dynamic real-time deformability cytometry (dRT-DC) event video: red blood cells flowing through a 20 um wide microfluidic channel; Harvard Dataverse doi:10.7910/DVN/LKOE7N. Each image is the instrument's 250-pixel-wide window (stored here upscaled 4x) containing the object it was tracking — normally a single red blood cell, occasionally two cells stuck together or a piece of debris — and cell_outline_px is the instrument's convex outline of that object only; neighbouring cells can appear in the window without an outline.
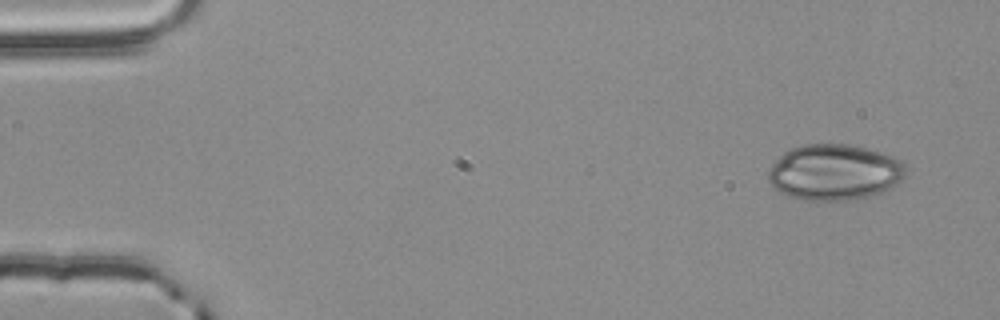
{"species": "common noctule bat (a hibernating species)", "species_latin": "Nyctalus noctula", "temperature_condition": "room temperature", "stored_images_in_passage": 55, "camera_frame_rate_fps": 3000, "um_per_image_px": 0.085, "animal": {"sex": "male", "body_mass_g": 20.4}, "frame": {"image": 1, "passage_image": 4, "time_ms": 1.0, "image_size_px": [1000, 320], "cell_outline_px": [[904, 176], [892, 188], [868, 196], [848, 200], [804, 200], [780, 192], [768, 180], [768, 172], [772, 164], [784, 152], [792, 148], [804, 144], [848, 144], [868, 148], [892, 156], [900, 160], [904, 164]], "centroid_in_image_um": [70.92, 14.63], "position_along_channel_um": 14.1, "area_um2": 44.45}}
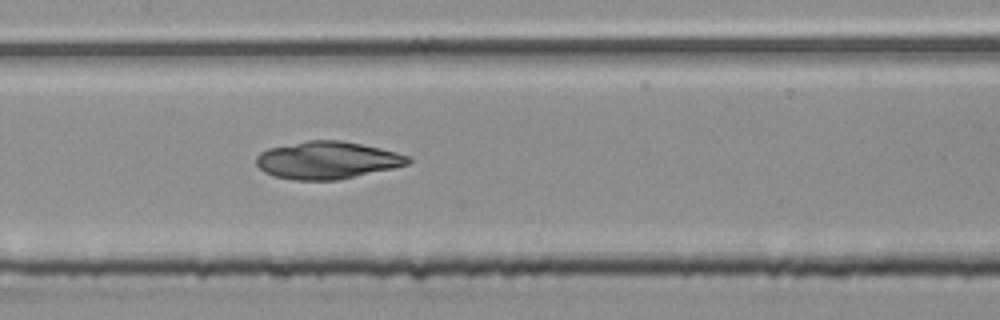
{"frame": {"image": 2, "passage_image": 27, "time_ms": 8.667, "image_size_px": [1000, 320], "cell_outline_px": [[412, 160], [408, 164], [392, 168], [336, 180], [296, 180], [272, 176], [264, 172], [256, 164], [256, 156], [260, 152], [268, 148], [308, 140], [340, 140], [380, 148], [396, 152], [408, 156]], "centroid_in_image_um": [27.77, 13.61], "position_along_channel_um": 179.6, "area_um2": 32.95}}
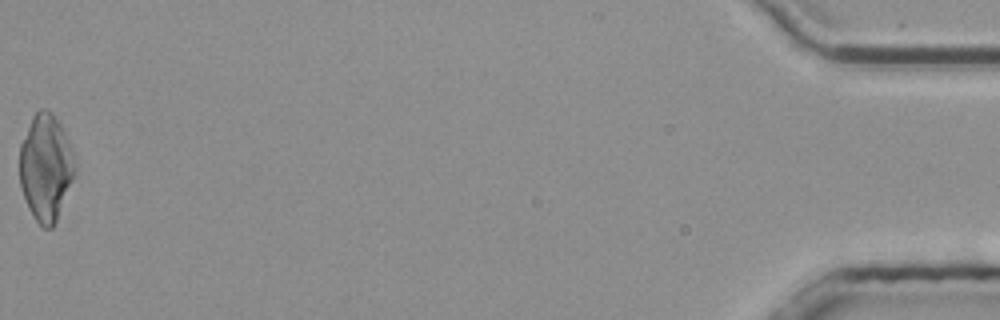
{"frame": {"image": 3, "passage_image": 55, "time_ms": 18.0, "image_size_px": [1000, 320], "cell_outline_px": [[76, 172], [56, 220], [52, 228], [44, 228], [36, 220], [28, 208], [20, 188], [20, 144], [32, 116], [40, 108], [48, 108], [52, 112], [60, 124], [68, 140], [76, 164]], "centroid_in_image_um": [3.88, 14.21], "position_along_channel_um": 431.3, "area_um2": 34.33}}